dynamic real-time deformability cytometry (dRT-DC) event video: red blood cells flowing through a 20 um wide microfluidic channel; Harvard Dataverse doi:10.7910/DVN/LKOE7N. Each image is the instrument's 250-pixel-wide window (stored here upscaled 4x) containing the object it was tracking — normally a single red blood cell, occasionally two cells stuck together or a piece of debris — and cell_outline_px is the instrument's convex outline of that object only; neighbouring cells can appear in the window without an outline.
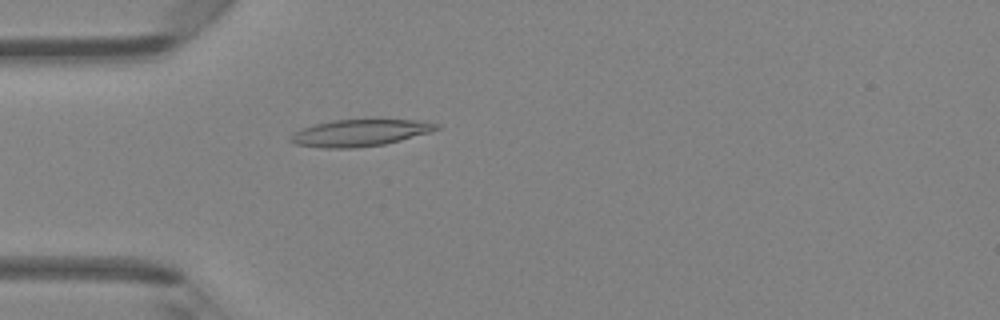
{"species": "Egyptian fruit bat (a non-hibernating species)", "species_latin": "Rousettus aegyptiacus", "temperature_condition": "room temperature", "stored_images_in_passage": 47, "camera_frame_rate_fps": 3000, "um_per_image_px": 0.085, "animal": {"sex": "female"}, "frame": {"image": 1, "passage_image": 14, "time_ms": 4.333, "image_size_px": [1000, 320], "cell_outline_px": [[440, 128], [432, 132], [384, 144], [356, 148], [324, 148], [292, 144], [288, 140], [288, 136], [300, 128], [332, 120], [424, 120], [440, 124]], "centroid_in_image_um": [30.57, 11.3], "position_along_channel_um": 54.4, "area_um2": 23.0}}
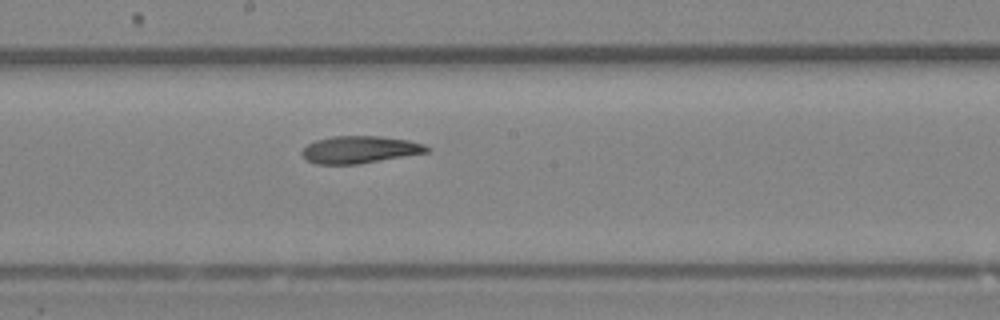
{"frame": {"image": 2, "passage_image": 26, "time_ms": 8.333, "image_size_px": [1000, 320], "cell_outline_px": [[432, 148], [428, 152], [360, 164], [316, 164], [308, 160], [300, 152], [308, 144], [316, 140], [332, 136], [380, 136], [408, 140], [424, 144]], "centroid_in_image_um": [30.6, 12.71], "position_along_channel_um": 217.6, "area_um2": 19.83}}
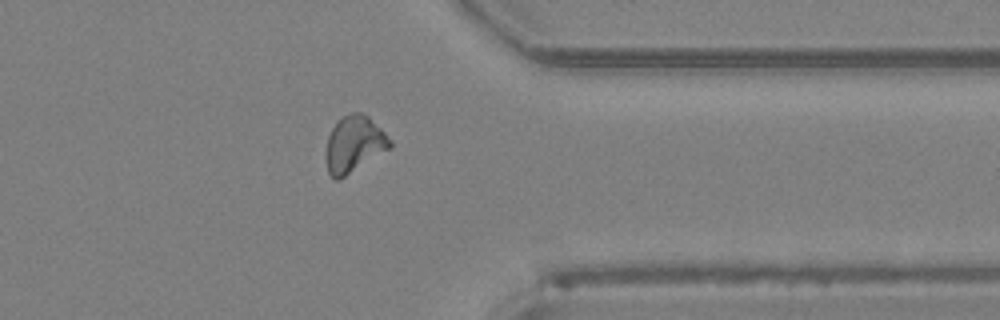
{"frame": {"image": 3, "passage_image": 38, "time_ms": 12.333, "image_size_px": [1000, 320], "cell_outline_px": [[392, 144], [388, 148], [340, 180], [336, 180], [328, 172], [324, 156], [324, 152], [328, 136], [336, 120], [352, 112], [360, 112], [368, 116], [392, 140]], "centroid_in_image_um": [30.04, 12.25], "position_along_channel_um": 381.4, "area_um2": 20.98}, "authors_computed_cell_mechanics": {"area_um2": 20.6346, "velocity_mm_per_s": 4.2788, "shape_relaxation_time_tau1_ms": null, "shape_relaxation_time_tau2_ms": 8.0363, "deformation_change_tau1": null, "deformation_change_tau2": 0.1758}}